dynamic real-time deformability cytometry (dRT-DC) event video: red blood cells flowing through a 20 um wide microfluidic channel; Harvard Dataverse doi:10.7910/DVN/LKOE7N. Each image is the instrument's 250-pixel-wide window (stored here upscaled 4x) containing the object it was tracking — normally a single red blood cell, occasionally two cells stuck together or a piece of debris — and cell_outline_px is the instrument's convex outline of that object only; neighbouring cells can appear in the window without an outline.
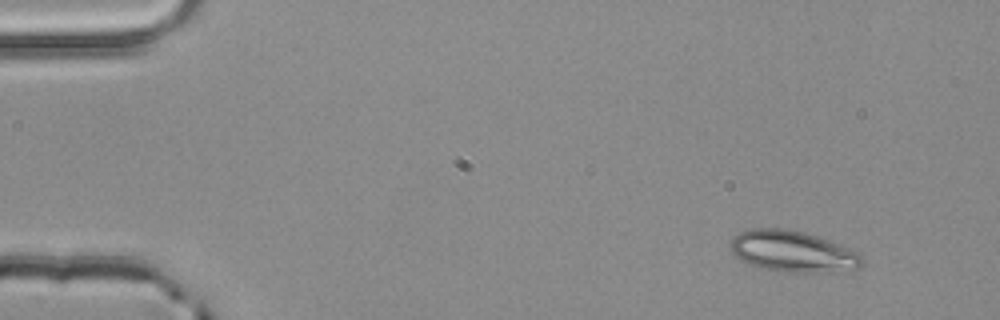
{"species": "common noctule bat (a hibernating species)", "species_latin": "Nyctalus noctula", "temperature_condition": "room temperature", "stored_images_in_passage": 3, "camera_frame_rate_fps": 3000, "um_per_image_px": 0.085, "animal": {"sex": "male", "body_mass_g": 20.4}, "frame": {"image": 1, "passage_image": 1, "time_ms": 0.0, "image_size_px": [1000, 320], "cell_outline_px": [[864, 260], [856, 268], [832, 272], [788, 272], [760, 268], [736, 256], [732, 252], [732, 236], [740, 232], [752, 228], [784, 228], [804, 232], [828, 240], [860, 252], [864, 256]], "centroid_in_image_um": [67.41, 21.36], "position_along_channel_um": 17.6, "area_um2": 31.39}}